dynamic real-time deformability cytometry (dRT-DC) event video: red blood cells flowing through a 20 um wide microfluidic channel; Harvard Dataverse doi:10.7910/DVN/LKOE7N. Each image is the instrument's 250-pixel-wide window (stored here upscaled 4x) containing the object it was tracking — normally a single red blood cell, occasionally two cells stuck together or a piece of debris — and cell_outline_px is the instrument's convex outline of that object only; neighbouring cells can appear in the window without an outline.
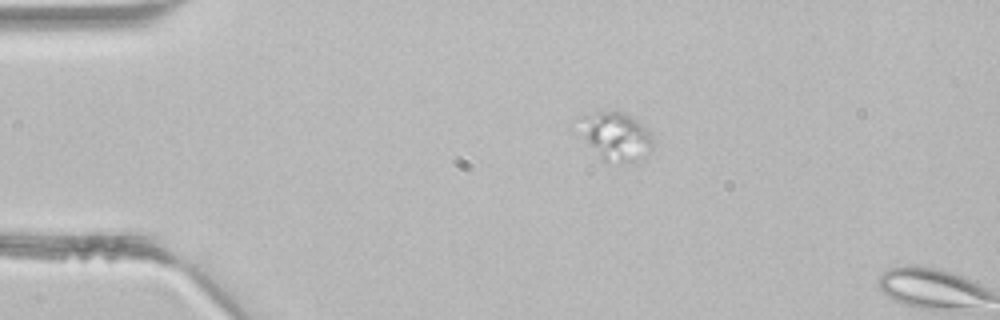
{"species": "common noctule bat (a hibernating species)", "species_latin": "Nyctalus noctula", "temperature_condition": "room temperature", "stored_images_in_passage": 2, "camera_frame_rate_fps": 3000, "um_per_image_px": 0.085, "animal": {"sex": "male", "body_mass_g": 21.5, "forearm_length_mm": 52.0}, "frame": {"image": 1, "passage_image": 1, "time_ms": 0.0, "image_size_px": [1000, 320], "cell_outline_px": [[656, 144], [640, 160], [632, 164], [620, 164], [600, 160], [568, 128], [580, 116], [612, 108], [624, 112], [632, 116], [648, 128], [652, 132]], "centroid_in_image_um": [52.19, 11.57], "position_along_channel_um": 32.8, "area_um2": 23.41}}